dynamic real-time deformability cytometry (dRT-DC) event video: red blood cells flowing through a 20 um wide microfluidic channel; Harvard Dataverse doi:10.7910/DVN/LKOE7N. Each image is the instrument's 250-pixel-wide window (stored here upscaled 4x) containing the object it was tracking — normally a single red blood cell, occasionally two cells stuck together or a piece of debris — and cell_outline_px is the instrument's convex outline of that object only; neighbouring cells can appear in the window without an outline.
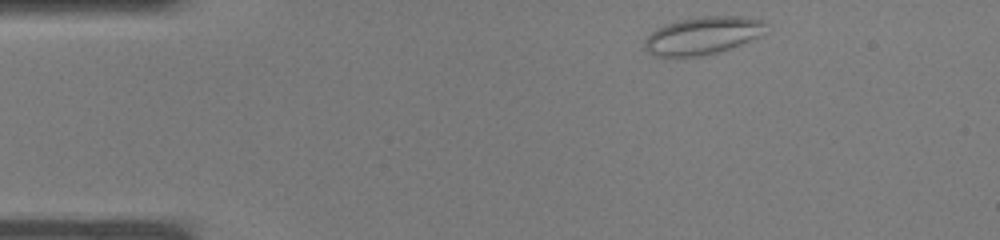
{"species": "common noctule bat (a hibernating species)", "species_latin": "Nyctalus noctula", "temperature_condition": "warm", "stored_images_in_passage": 32, "camera_frame_rate_fps": 3000, "um_per_image_px": 0.085, "animal": {"sex": "male", "body_mass_g": 19.0, "forearm_length_mm": 50.8}, "frame": {"image": 1, "passage_image": 1, "time_ms": 0.0, "image_size_px": [1000, 240], "cell_outline_px": [[768, 24], [760, 36], [728, 48], [716, 52], [700, 56], [652, 56], [644, 48], [644, 40], [656, 28], [664, 24], [676, 20], [700, 16], [744, 16], [764, 20]], "centroid_in_image_um": [59.7, 3.0], "position_along_channel_um": 25.3, "area_um2": 26.65}}
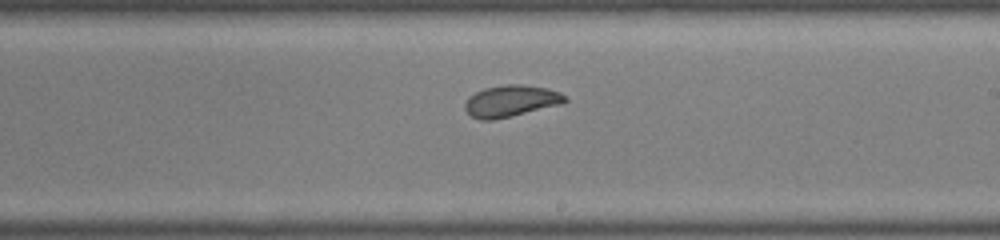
{"frame": {"image": 2, "passage_image": 17, "time_ms": 5.333, "image_size_px": [1000, 240], "cell_outline_px": [[568, 100], [560, 104], [492, 120], [480, 120], [472, 116], [464, 108], [464, 104], [468, 96], [484, 88], [504, 84], [520, 84], [548, 88], [560, 92]], "centroid_in_image_um": [43.39, 8.56], "position_along_channel_um": 245.6, "area_um2": 18.21}}
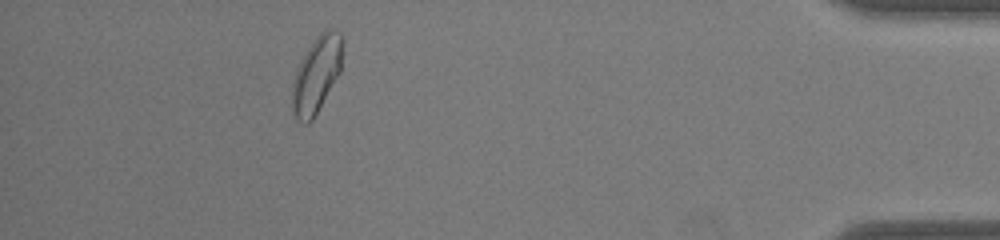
{"frame": {"image": 3, "passage_image": 29, "time_ms": 9.333, "image_size_px": [1000, 240], "cell_outline_px": [[340, 72], [312, 120], [308, 124], [304, 124], [296, 120], [292, 112], [292, 80], [296, 68], [304, 52], [316, 36], [324, 28], [332, 28], [340, 32]], "centroid_in_image_um": [26.84, 6.35], "position_along_channel_um": 408.4, "area_um2": 22.31}}